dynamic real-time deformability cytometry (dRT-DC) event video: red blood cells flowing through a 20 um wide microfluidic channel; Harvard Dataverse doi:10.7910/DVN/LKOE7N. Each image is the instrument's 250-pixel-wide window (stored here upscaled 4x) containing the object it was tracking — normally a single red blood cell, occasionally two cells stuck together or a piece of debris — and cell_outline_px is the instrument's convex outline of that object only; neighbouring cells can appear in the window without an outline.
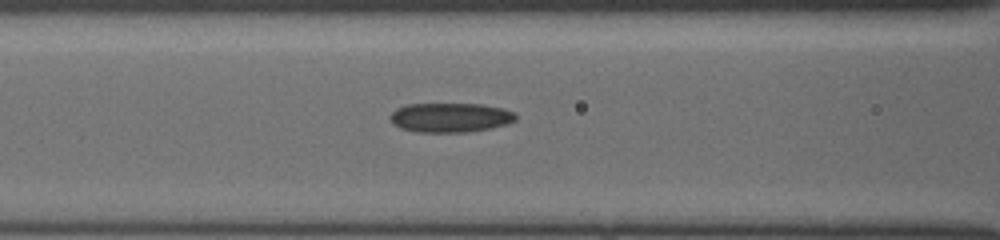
{"species": "common noctule bat (a hibernating species)", "species_latin": "Nyctalus noctula", "temperature_condition": "cold", "stored_images_in_passage": 39, "camera_frame_rate_fps": 3000, "um_per_image_px": 0.085, "animal": {"sex": "female", "body_mass_g": 19.5, "forearm_length_mm": 54.1}, "frame": {"image": 1, "passage_image": 18, "time_ms": 5.667, "image_size_px": [1000, 240], "cell_outline_px": [[516, 120], [508, 124], [468, 132], [416, 132], [400, 128], [388, 116], [396, 108], [404, 104], [484, 104], [504, 108], [516, 112]], "centroid_in_image_um": [38.3, 9.98], "position_along_channel_um": 128.3, "area_um2": 21.68}}
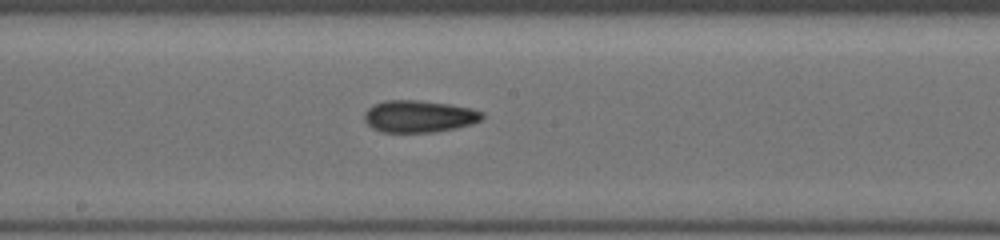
{"frame": {"image": 2, "passage_image": 24, "time_ms": 7.667, "image_size_px": [1000, 240], "cell_outline_px": [[484, 116], [480, 120], [472, 124], [456, 128], [436, 132], [380, 132], [372, 128], [364, 120], [364, 112], [372, 104], [384, 100], [416, 100], [452, 104], [472, 108], [484, 112]], "centroid_in_image_um": [35.61, 9.88], "position_along_channel_um": 212.6, "area_um2": 22.31}}
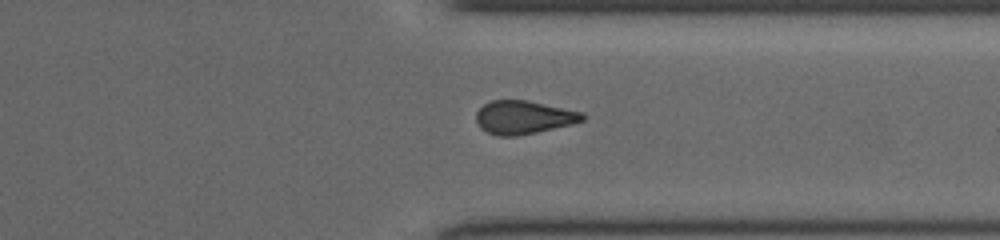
{"frame": {"image": 3, "passage_image": 35, "time_ms": 11.333, "image_size_px": [1000, 240], "cell_outline_px": [[584, 120], [572, 124], [536, 132], [516, 136], [496, 136], [480, 128], [476, 120], [476, 112], [484, 104], [492, 100], [528, 100], [584, 112]], "centroid_in_image_um": [44.5, 9.97], "position_along_channel_um": 366.9, "area_um2": 20.69}}